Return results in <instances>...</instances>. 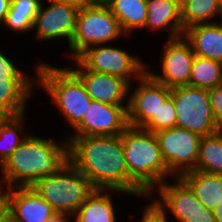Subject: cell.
Here are the masks:
<instances>
[{
    "instance_id": "6da1fadb",
    "label": "cell",
    "mask_w": 222,
    "mask_h": 222,
    "mask_svg": "<svg viewBox=\"0 0 222 222\" xmlns=\"http://www.w3.org/2000/svg\"><path fill=\"white\" fill-rule=\"evenodd\" d=\"M69 160L97 189L129 194V174L120 135L67 137Z\"/></svg>"
},
{
    "instance_id": "7a4b0ae2",
    "label": "cell",
    "mask_w": 222,
    "mask_h": 222,
    "mask_svg": "<svg viewBox=\"0 0 222 222\" xmlns=\"http://www.w3.org/2000/svg\"><path fill=\"white\" fill-rule=\"evenodd\" d=\"M61 141L27 134L0 167V189L28 187L39 178L56 174L69 160L68 142Z\"/></svg>"
},
{
    "instance_id": "3957f363",
    "label": "cell",
    "mask_w": 222,
    "mask_h": 222,
    "mask_svg": "<svg viewBox=\"0 0 222 222\" xmlns=\"http://www.w3.org/2000/svg\"><path fill=\"white\" fill-rule=\"evenodd\" d=\"M121 139L129 174V194L148 200L172 176L162 158L158 138L154 132L129 125L121 133Z\"/></svg>"
},
{
    "instance_id": "277c9868",
    "label": "cell",
    "mask_w": 222,
    "mask_h": 222,
    "mask_svg": "<svg viewBox=\"0 0 222 222\" xmlns=\"http://www.w3.org/2000/svg\"><path fill=\"white\" fill-rule=\"evenodd\" d=\"M37 86L45 89L72 129L83 119L92 101L81 80L70 70L39 62Z\"/></svg>"
},
{
    "instance_id": "5b68a950",
    "label": "cell",
    "mask_w": 222,
    "mask_h": 222,
    "mask_svg": "<svg viewBox=\"0 0 222 222\" xmlns=\"http://www.w3.org/2000/svg\"><path fill=\"white\" fill-rule=\"evenodd\" d=\"M30 187L57 213L72 216L97 189L70 160L56 174L39 178Z\"/></svg>"
},
{
    "instance_id": "8992f818",
    "label": "cell",
    "mask_w": 222,
    "mask_h": 222,
    "mask_svg": "<svg viewBox=\"0 0 222 222\" xmlns=\"http://www.w3.org/2000/svg\"><path fill=\"white\" fill-rule=\"evenodd\" d=\"M123 35L118 19L109 6L80 7L68 57L76 59L87 48L94 45H106Z\"/></svg>"
},
{
    "instance_id": "52a82bcc",
    "label": "cell",
    "mask_w": 222,
    "mask_h": 222,
    "mask_svg": "<svg viewBox=\"0 0 222 222\" xmlns=\"http://www.w3.org/2000/svg\"><path fill=\"white\" fill-rule=\"evenodd\" d=\"M176 111V127L210 136L220 131L215 121L208 90L190 85L170 89Z\"/></svg>"
},
{
    "instance_id": "ba28073f",
    "label": "cell",
    "mask_w": 222,
    "mask_h": 222,
    "mask_svg": "<svg viewBox=\"0 0 222 222\" xmlns=\"http://www.w3.org/2000/svg\"><path fill=\"white\" fill-rule=\"evenodd\" d=\"M87 70L123 78L129 84L138 80L148 68L137 56L127 50L109 45H94L76 58ZM132 78V79H131Z\"/></svg>"
},
{
    "instance_id": "9c48e42d",
    "label": "cell",
    "mask_w": 222,
    "mask_h": 222,
    "mask_svg": "<svg viewBox=\"0 0 222 222\" xmlns=\"http://www.w3.org/2000/svg\"><path fill=\"white\" fill-rule=\"evenodd\" d=\"M174 181L169 184L165 180L152 193H159L160 199L154 197L153 200L166 214L169 211L178 222H216L214 212L196 198L193 190L181 177H174Z\"/></svg>"
},
{
    "instance_id": "30bf717a",
    "label": "cell",
    "mask_w": 222,
    "mask_h": 222,
    "mask_svg": "<svg viewBox=\"0 0 222 222\" xmlns=\"http://www.w3.org/2000/svg\"><path fill=\"white\" fill-rule=\"evenodd\" d=\"M155 134L172 178L196 169L201 139L199 134L179 127L159 130Z\"/></svg>"
},
{
    "instance_id": "8fae6325",
    "label": "cell",
    "mask_w": 222,
    "mask_h": 222,
    "mask_svg": "<svg viewBox=\"0 0 222 222\" xmlns=\"http://www.w3.org/2000/svg\"><path fill=\"white\" fill-rule=\"evenodd\" d=\"M50 3L44 7L41 2L38 14L36 15L33 29L35 30V41H52L64 39L71 44L76 29V18L79 7L56 0H48ZM66 38V39H65Z\"/></svg>"
},
{
    "instance_id": "7c38bea8",
    "label": "cell",
    "mask_w": 222,
    "mask_h": 222,
    "mask_svg": "<svg viewBox=\"0 0 222 222\" xmlns=\"http://www.w3.org/2000/svg\"><path fill=\"white\" fill-rule=\"evenodd\" d=\"M161 56L160 70L162 73H152L151 69H146V72L155 81L170 89L189 85L195 53L183 36L176 39H166Z\"/></svg>"
},
{
    "instance_id": "4fadbf2b",
    "label": "cell",
    "mask_w": 222,
    "mask_h": 222,
    "mask_svg": "<svg viewBox=\"0 0 222 222\" xmlns=\"http://www.w3.org/2000/svg\"><path fill=\"white\" fill-rule=\"evenodd\" d=\"M128 107L92 100L71 137L120 135L128 126Z\"/></svg>"
},
{
    "instance_id": "5bb4252c",
    "label": "cell",
    "mask_w": 222,
    "mask_h": 222,
    "mask_svg": "<svg viewBox=\"0 0 222 222\" xmlns=\"http://www.w3.org/2000/svg\"><path fill=\"white\" fill-rule=\"evenodd\" d=\"M137 81L139 84L135 90L129 85L128 124L143 127L170 96V88L155 81L147 72Z\"/></svg>"
},
{
    "instance_id": "9a60e30c",
    "label": "cell",
    "mask_w": 222,
    "mask_h": 222,
    "mask_svg": "<svg viewBox=\"0 0 222 222\" xmlns=\"http://www.w3.org/2000/svg\"><path fill=\"white\" fill-rule=\"evenodd\" d=\"M73 60L77 67L70 70L81 80L92 100L128 107L130 84L126 80L115 75L87 70L77 59ZM125 100L127 103H124Z\"/></svg>"
},
{
    "instance_id": "2e32d148",
    "label": "cell",
    "mask_w": 222,
    "mask_h": 222,
    "mask_svg": "<svg viewBox=\"0 0 222 222\" xmlns=\"http://www.w3.org/2000/svg\"><path fill=\"white\" fill-rule=\"evenodd\" d=\"M7 210L16 222H45L56 211L30 186L10 187L4 190Z\"/></svg>"
},
{
    "instance_id": "e0dca14e",
    "label": "cell",
    "mask_w": 222,
    "mask_h": 222,
    "mask_svg": "<svg viewBox=\"0 0 222 222\" xmlns=\"http://www.w3.org/2000/svg\"><path fill=\"white\" fill-rule=\"evenodd\" d=\"M25 73H0V116L25 114L29 98L37 86L36 78Z\"/></svg>"
},
{
    "instance_id": "ac0fdd59",
    "label": "cell",
    "mask_w": 222,
    "mask_h": 222,
    "mask_svg": "<svg viewBox=\"0 0 222 222\" xmlns=\"http://www.w3.org/2000/svg\"><path fill=\"white\" fill-rule=\"evenodd\" d=\"M147 19L144 29L151 31L166 30L167 39L183 36L181 19V0H147Z\"/></svg>"
},
{
    "instance_id": "d6986e66",
    "label": "cell",
    "mask_w": 222,
    "mask_h": 222,
    "mask_svg": "<svg viewBox=\"0 0 222 222\" xmlns=\"http://www.w3.org/2000/svg\"><path fill=\"white\" fill-rule=\"evenodd\" d=\"M183 38L195 55L222 63V21L190 26L184 30Z\"/></svg>"
},
{
    "instance_id": "ffe728a7",
    "label": "cell",
    "mask_w": 222,
    "mask_h": 222,
    "mask_svg": "<svg viewBox=\"0 0 222 222\" xmlns=\"http://www.w3.org/2000/svg\"><path fill=\"white\" fill-rule=\"evenodd\" d=\"M128 194L116 189H96L73 215L75 222H116L111 193Z\"/></svg>"
},
{
    "instance_id": "44dd1931",
    "label": "cell",
    "mask_w": 222,
    "mask_h": 222,
    "mask_svg": "<svg viewBox=\"0 0 222 222\" xmlns=\"http://www.w3.org/2000/svg\"><path fill=\"white\" fill-rule=\"evenodd\" d=\"M181 178L209 210L213 211L218 204H222V175L193 170L184 173Z\"/></svg>"
},
{
    "instance_id": "7402d4cb",
    "label": "cell",
    "mask_w": 222,
    "mask_h": 222,
    "mask_svg": "<svg viewBox=\"0 0 222 222\" xmlns=\"http://www.w3.org/2000/svg\"><path fill=\"white\" fill-rule=\"evenodd\" d=\"M125 34L143 29L147 19V0H112L108 5Z\"/></svg>"
},
{
    "instance_id": "603a6c76",
    "label": "cell",
    "mask_w": 222,
    "mask_h": 222,
    "mask_svg": "<svg viewBox=\"0 0 222 222\" xmlns=\"http://www.w3.org/2000/svg\"><path fill=\"white\" fill-rule=\"evenodd\" d=\"M221 0H181V19L184 30L197 24L217 22Z\"/></svg>"
},
{
    "instance_id": "cb8c5ba5",
    "label": "cell",
    "mask_w": 222,
    "mask_h": 222,
    "mask_svg": "<svg viewBox=\"0 0 222 222\" xmlns=\"http://www.w3.org/2000/svg\"><path fill=\"white\" fill-rule=\"evenodd\" d=\"M43 0H11L10 10L2 25L18 33L33 30V24Z\"/></svg>"
},
{
    "instance_id": "d4e9b609",
    "label": "cell",
    "mask_w": 222,
    "mask_h": 222,
    "mask_svg": "<svg viewBox=\"0 0 222 222\" xmlns=\"http://www.w3.org/2000/svg\"><path fill=\"white\" fill-rule=\"evenodd\" d=\"M24 116H0V167L27 137L23 133Z\"/></svg>"
},
{
    "instance_id": "484cf974",
    "label": "cell",
    "mask_w": 222,
    "mask_h": 222,
    "mask_svg": "<svg viewBox=\"0 0 222 222\" xmlns=\"http://www.w3.org/2000/svg\"><path fill=\"white\" fill-rule=\"evenodd\" d=\"M195 170L222 175V130L216 134L201 137Z\"/></svg>"
},
{
    "instance_id": "4316f807",
    "label": "cell",
    "mask_w": 222,
    "mask_h": 222,
    "mask_svg": "<svg viewBox=\"0 0 222 222\" xmlns=\"http://www.w3.org/2000/svg\"><path fill=\"white\" fill-rule=\"evenodd\" d=\"M189 85L206 90L222 85V63L195 55Z\"/></svg>"
},
{
    "instance_id": "83f0119b",
    "label": "cell",
    "mask_w": 222,
    "mask_h": 222,
    "mask_svg": "<svg viewBox=\"0 0 222 222\" xmlns=\"http://www.w3.org/2000/svg\"><path fill=\"white\" fill-rule=\"evenodd\" d=\"M176 127V111L174 101L169 96L159 107L157 113L142 127L156 133L159 130Z\"/></svg>"
},
{
    "instance_id": "f1b7e54d",
    "label": "cell",
    "mask_w": 222,
    "mask_h": 222,
    "mask_svg": "<svg viewBox=\"0 0 222 222\" xmlns=\"http://www.w3.org/2000/svg\"><path fill=\"white\" fill-rule=\"evenodd\" d=\"M212 112L217 126L222 130V85L208 90Z\"/></svg>"
},
{
    "instance_id": "f546056e",
    "label": "cell",
    "mask_w": 222,
    "mask_h": 222,
    "mask_svg": "<svg viewBox=\"0 0 222 222\" xmlns=\"http://www.w3.org/2000/svg\"><path fill=\"white\" fill-rule=\"evenodd\" d=\"M152 202L146 205L144 213L142 214L141 222H169L167 214L161 209L152 199L153 196H149Z\"/></svg>"
},
{
    "instance_id": "4dcf8cb0",
    "label": "cell",
    "mask_w": 222,
    "mask_h": 222,
    "mask_svg": "<svg viewBox=\"0 0 222 222\" xmlns=\"http://www.w3.org/2000/svg\"><path fill=\"white\" fill-rule=\"evenodd\" d=\"M9 56L4 54V52L0 49V73H24L23 70L18 68Z\"/></svg>"
},
{
    "instance_id": "1f68e13d",
    "label": "cell",
    "mask_w": 222,
    "mask_h": 222,
    "mask_svg": "<svg viewBox=\"0 0 222 222\" xmlns=\"http://www.w3.org/2000/svg\"><path fill=\"white\" fill-rule=\"evenodd\" d=\"M11 0H0V25L5 21L6 15L10 10Z\"/></svg>"
},
{
    "instance_id": "d6a6232c",
    "label": "cell",
    "mask_w": 222,
    "mask_h": 222,
    "mask_svg": "<svg viewBox=\"0 0 222 222\" xmlns=\"http://www.w3.org/2000/svg\"><path fill=\"white\" fill-rule=\"evenodd\" d=\"M70 217L72 218L73 216L68 213H57L56 212L53 216H51L45 222H72V221H69V220H71Z\"/></svg>"
},
{
    "instance_id": "836d02e7",
    "label": "cell",
    "mask_w": 222,
    "mask_h": 222,
    "mask_svg": "<svg viewBox=\"0 0 222 222\" xmlns=\"http://www.w3.org/2000/svg\"><path fill=\"white\" fill-rule=\"evenodd\" d=\"M7 210V200L4 194V189H0V217Z\"/></svg>"
},
{
    "instance_id": "e575fe53",
    "label": "cell",
    "mask_w": 222,
    "mask_h": 222,
    "mask_svg": "<svg viewBox=\"0 0 222 222\" xmlns=\"http://www.w3.org/2000/svg\"><path fill=\"white\" fill-rule=\"evenodd\" d=\"M56 1L71 3L78 6L79 8L89 5V0H56Z\"/></svg>"
},
{
    "instance_id": "d590c367",
    "label": "cell",
    "mask_w": 222,
    "mask_h": 222,
    "mask_svg": "<svg viewBox=\"0 0 222 222\" xmlns=\"http://www.w3.org/2000/svg\"><path fill=\"white\" fill-rule=\"evenodd\" d=\"M0 222H16L15 217L6 210L0 217Z\"/></svg>"
},
{
    "instance_id": "8d00e7d4",
    "label": "cell",
    "mask_w": 222,
    "mask_h": 222,
    "mask_svg": "<svg viewBox=\"0 0 222 222\" xmlns=\"http://www.w3.org/2000/svg\"><path fill=\"white\" fill-rule=\"evenodd\" d=\"M216 222H222V204H218V206L213 210Z\"/></svg>"
},
{
    "instance_id": "74e56055",
    "label": "cell",
    "mask_w": 222,
    "mask_h": 222,
    "mask_svg": "<svg viewBox=\"0 0 222 222\" xmlns=\"http://www.w3.org/2000/svg\"><path fill=\"white\" fill-rule=\"evenodd\" d=\"M112 0H89V5L108 6Z\"/></svg>"
},
{
    "instance_id": "f35d334b",
    "label": "cell",
    "mask_w": 222,
    "mask_h": 222,
    "mask_svg": "<svg viewBox=\"0 0 222 222\" xmlns=\"http://www.w3.org/2000/svg\"><path fill=\"white\" fill-rule=\"evenodd\" d=\"M220 20L222 21V0H221V5H220Z\"/></svg>"
}]
</instances>
